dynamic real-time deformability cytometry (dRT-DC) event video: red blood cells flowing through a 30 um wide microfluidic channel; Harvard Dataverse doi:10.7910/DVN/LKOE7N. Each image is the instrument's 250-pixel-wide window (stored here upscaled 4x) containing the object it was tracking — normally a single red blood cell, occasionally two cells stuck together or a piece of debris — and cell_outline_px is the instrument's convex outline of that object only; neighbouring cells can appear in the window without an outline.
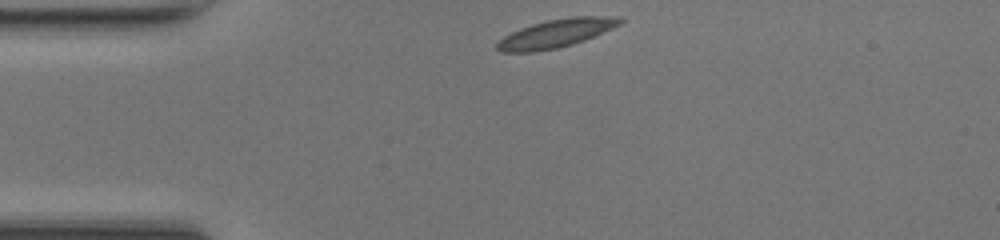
{"species": "common noctule bat (a hibernating species)", "species_latin": "Nyctalus noctula", "temperature_condition": "room temperature", "stored_images_in_passage": 32, "camera_frame_rate_fps": 3000, "um_per_image_px": 0.085, "animal": {"sex": "female", "body_mass_g": 17.0, "forearm_length_mm": 48.0}, "frame": {"image": 1, "passage_image": 1, "time_ms": 0.0, "image_size_px": [1000, 240], "cell_outline_px": [[624, 20], [620, 24], [612, 28], [584, 40], [572, 44], [556, 48], [532, 52], [500, 52], [496, 48], [496, 44], [504, 36], [520, 28], [532, 24], [548, 20], [572, 16], [620, 16]], "centroid_in_image_um": [47.27, 2.83], "position_along_channel_um": 37.7, "area_um2": 20.11}}
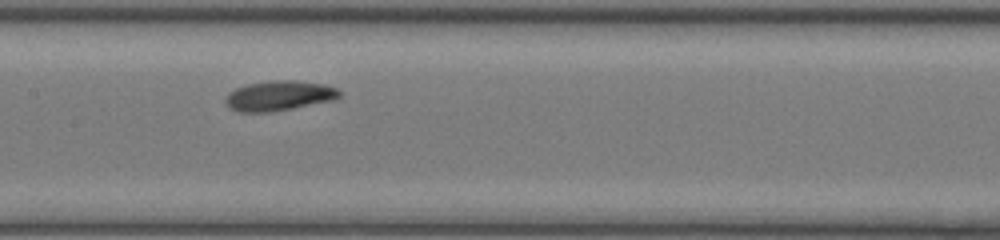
{"frame": {"image": 2, "passage_image": 14, "time_ms": 4.333, "image_size_px": [1000, 240], "cell_outline_px": [[340, 96], [332, 100], [272, 112], [236, 112], [228, 108], [224, 100], [236, 88], [248, 84], [272, 80], [296, 80], [324, 84], [336, 88], [340, 92]], "centroid_in_image_um": [23.7, 8.14], "position_along_channel_um": 183.7, "area_um2": 19.77}}
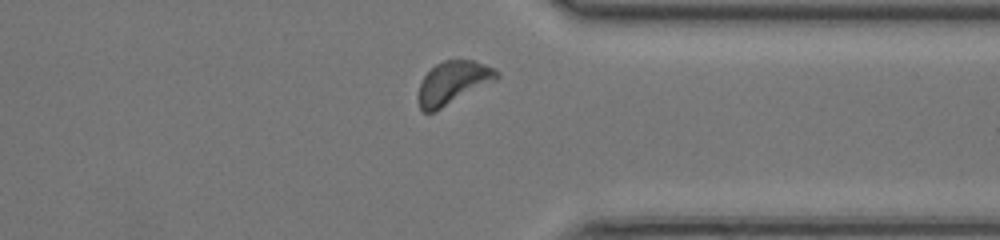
{"frame": {"image": 3, "passage_image": 28, "time_ms": 9.0, "image_size_px": [1000, 240], "cell_outline_px": [[500, 76], [496, 80], [436, 112], [424, 112], [420, 108], [416, 96], [420, 84], [424, 76], [436, 64], [444, 60], [472, 60], [484, 64], [500, 72]], "centroid_in_image_um": [38.48, 7.06], "position_along_channel_um": 372.9, "area_um2": 19.77}, "authors_computed_cell_mechanics": {"area_um2": 19.2185, "velocity_mm_per_s": 4.1392, "shape_relaxation_time_tau1_ms": 10.165, "shape_relaxation_time_tau2_ms": 5.3211, "deformation_change_tau1": 0.2327, "deformation_change_tau2": 0.1111}}